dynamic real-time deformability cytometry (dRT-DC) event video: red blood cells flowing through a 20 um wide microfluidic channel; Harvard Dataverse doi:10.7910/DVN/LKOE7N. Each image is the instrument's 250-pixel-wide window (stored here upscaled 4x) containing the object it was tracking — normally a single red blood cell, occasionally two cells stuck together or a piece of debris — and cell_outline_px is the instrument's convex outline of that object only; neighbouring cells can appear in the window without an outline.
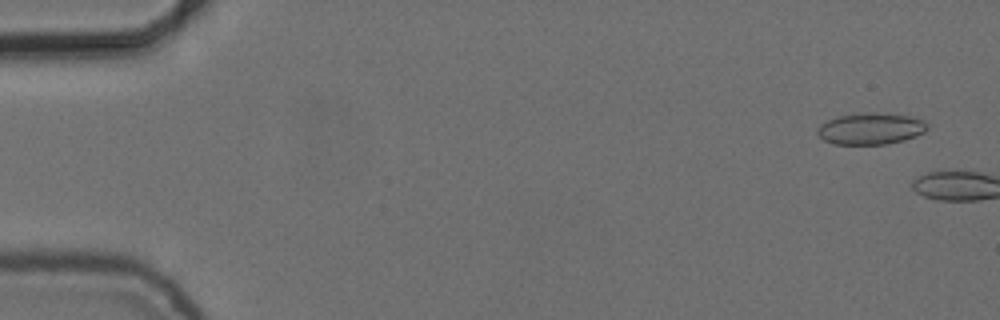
{"species": "common noctule bat (a hibernating species)", "species_latin": "Nyctalus noctula", "temperature_condition": "cold", "stored_images_in_passage": 5, "camera_frame_rate_fps": 3000, "um_per_image_px": 0.085, "animal": {"sex": "female", "body_mass_g": 24.6, "forearm_length_mm": 56.2}, "frame": {"image": 1, "passage_image": 3, "time_ms": 0.667, "image_size_px": [1000, 320], "cell_outline_px": [[928, 128], [924, 132], [904, 140], [884, 144], [836, 144], [824, 140], [816, 132], [816, 128], [820, 124], [828, 120], [840, 116], [856, 112], [876, 112], [908, 116], [924, 120], [928, 124]], "centroid_in_image_um": [73.99, 10.92], "position_along_channel_um": 11.0, "area_um2": 20.23}}